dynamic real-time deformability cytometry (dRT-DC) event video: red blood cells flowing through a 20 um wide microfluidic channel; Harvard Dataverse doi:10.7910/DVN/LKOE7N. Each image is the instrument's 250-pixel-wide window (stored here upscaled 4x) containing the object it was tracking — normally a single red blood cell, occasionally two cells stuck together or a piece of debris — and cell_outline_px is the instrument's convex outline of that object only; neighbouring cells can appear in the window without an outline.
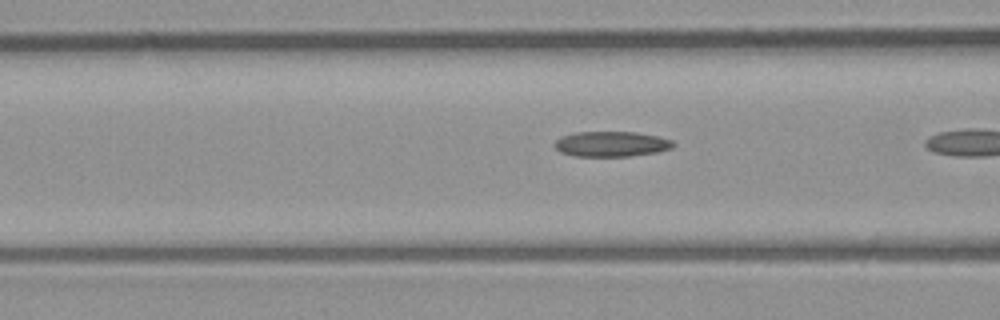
{"species": "common noctule bat (a hibernating species)", "species_latin": "Nyctalus noctula", "temperature_condition": "room temperature", "stored_images_in_passage": 9, "camera_frame_rate_fps": 3000, "um_per_image_px": 0.085, "animal": {"sex": "male", "body_mass_g": 23.1, "forearm_length_mm": 52.7}, "frame": {"image": 1, "passage_image": 8, "time_ms": 2.333, "image_size_px": [1000, 320], "cell_outline_px": [[676, 144], [672, 148], [656, 152], [628, 156], [576, 156], [560, 152], [552, 144], [560, 136], [576, 132], [636, 132], [656, 136], [672, 140]], "centroid_in_image_um": [51.94, 12.23], "position_along_channel_um": 114.7, "area_um2": 17.46}}